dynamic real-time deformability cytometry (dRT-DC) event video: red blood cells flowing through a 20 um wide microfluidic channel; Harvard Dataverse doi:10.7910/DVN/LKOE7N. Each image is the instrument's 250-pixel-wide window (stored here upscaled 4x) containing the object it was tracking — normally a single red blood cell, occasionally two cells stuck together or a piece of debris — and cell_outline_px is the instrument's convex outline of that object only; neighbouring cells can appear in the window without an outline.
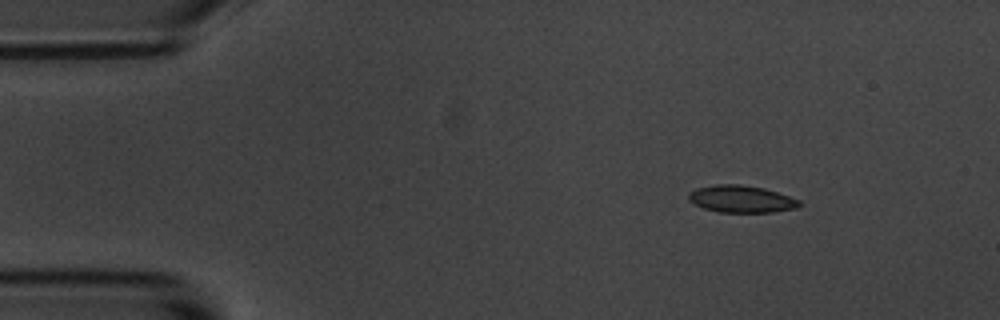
{"species": "common noctule bat (a hibernating species)", "species_latin": "Nyctalus noctula", "temperature_condition": "room temperature", "stored_images_in_passage": 10, "camera_frame_rate_fps": 3000, "um_per_image_px": 0.085, "animal": {"sex": "male", "body_mass_g": 20.1, "forearm_length_mm": 53.5}, "frame": {"image": 1, "passage_image": 1, "time_ms": 0.0, "image_size_px": [1000, 320], "cell_outline_px": [[804, 204], [796, 208], [772, 212], [720, 212], [704, 208], [688, 200], [688, 192], [696, 188], [716, 184], [740, 184], [764, 188], [800, 200]], "centroid_in_image_um": [63.01, 16.91], "position_along_channel_um": 22.0, "area_um2": 17.51}}
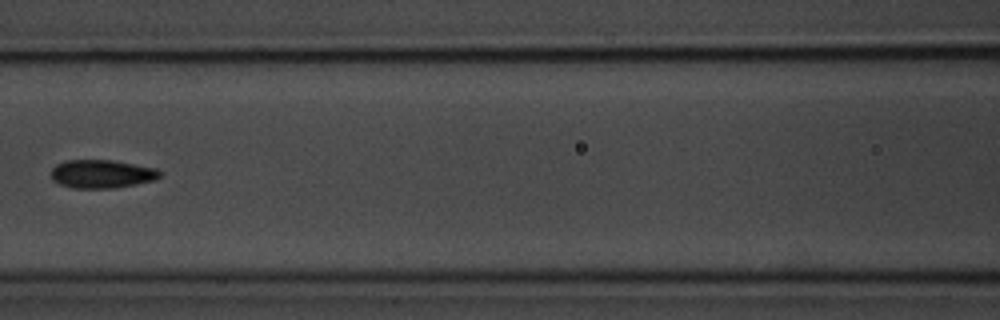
{"frame": {"image": 2, "passage_image": 6, "time_ms": 1.667, "image_size_px": [1000, 320], "cell_outline_px": [[160, 176], [156, 180], [116, 188], [72, 188], [60, 184], [52, 180], [52, 168], [56, 164], [64, 160], [112, 160], [156, 168], [160, 172]], "centroid_in_image_um": [8.64, 14.78], "position_along_channel_um": 158.0, "area_um2": 18.03}}
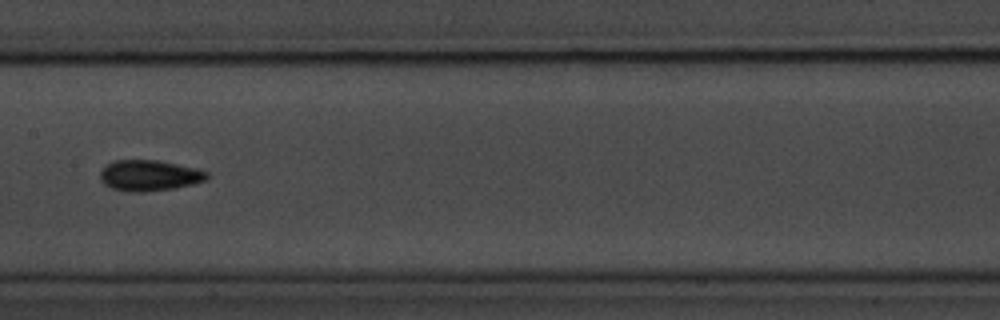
{"frame": {"image": 3, "passage_image": 7, "time_ms": 2.0, "image_size_px": [1000, 320], "cell_outline_px": [[208, 180], [192, 184], [172, 188], [144, 192], [132, 192], [112, 188], [104, 184], [100, 180], [100, 172], [108, 164], [116, 160], [156, 160], [196, 168], [208, 172]], "centroid_in_image_um": [12.7, 14.92], "position_along_channel_um": 194.7, "area_um2": 19.02}}